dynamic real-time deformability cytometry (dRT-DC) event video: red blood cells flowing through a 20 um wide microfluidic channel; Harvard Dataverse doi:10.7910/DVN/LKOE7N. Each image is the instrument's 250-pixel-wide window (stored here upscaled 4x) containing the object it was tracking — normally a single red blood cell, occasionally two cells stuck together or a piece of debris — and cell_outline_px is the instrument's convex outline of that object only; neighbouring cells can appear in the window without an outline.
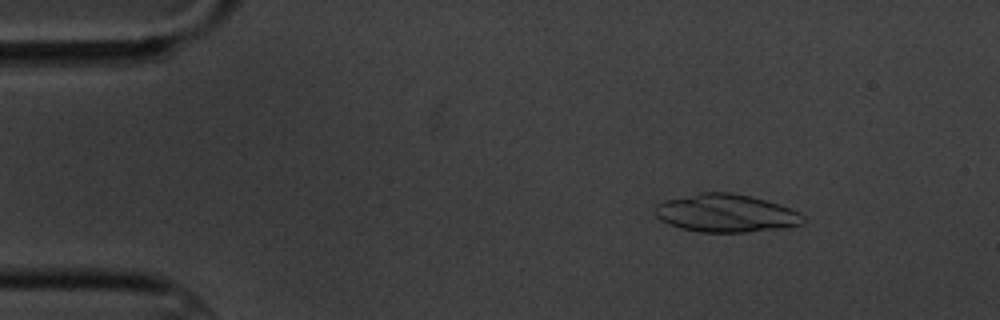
{"species": "common noctule bat (a hibernating species)", "species_latin": "Nyctalus noctula", "temperature_condition": "cold", "stored_images_in_passage": 4, "camera_frame_rate_fps": 3000, "um_per_image_px": 0.085, "animal": {"sex": "male", "body_mass_g": 20.1, "forearm_length_mm": 53.5}, "frame": {"image": 1, "passage_image": 2, "time_ms": 1.333, "image_size_px": [1000, 320], "cell_outline_px": [[804, 224], [784, 228], [744, 232], [700, 232], [680, 228], [668, 224], [660, 220], [656, 216], [656, 204], [664, 200], [700, 192], [732, 192], [780, 204], [800, 212], [804, 216]], "centroid_in_image_um": [61.71, 18.12], "position_along_channel_um": 23.3, "area_um2": 32.89}}